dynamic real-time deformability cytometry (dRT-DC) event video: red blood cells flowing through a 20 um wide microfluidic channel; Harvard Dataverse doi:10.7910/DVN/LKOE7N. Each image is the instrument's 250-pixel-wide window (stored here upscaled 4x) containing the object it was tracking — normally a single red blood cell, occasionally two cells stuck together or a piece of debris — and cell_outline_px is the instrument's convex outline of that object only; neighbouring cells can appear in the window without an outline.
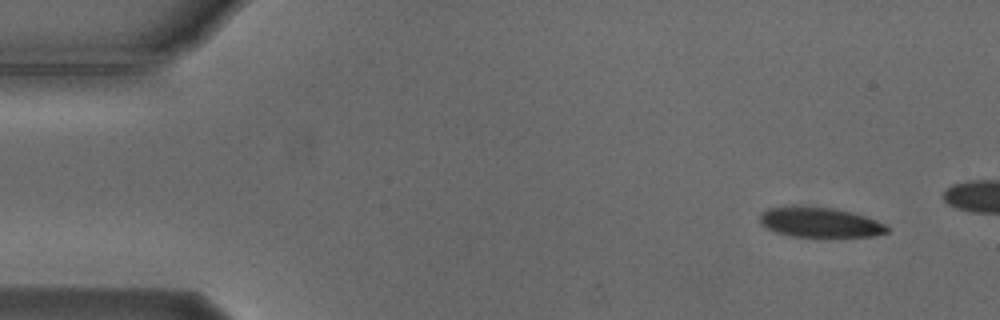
{"species": "Egyptian fruit bat (a non-hibernating species)", "species_latin": "Rousettus aegyptiacus", "temperature_condition": "cold", "stored_images_in_passage": 4, "camera_frame_rate_fps": 3000, "um_per_image_px": 0.085, "animal": {"sex": "male"}, "frame": {"image": 1, "passage_image": 1, "time_ms": 0.0, "image_size_px": [1000, 320], "cell_outline_px": [[888, 232], [872, 236], [792, 236], [776, 232], [760, 224], [760, 212], [768, 208], [792, 204], [796, 204], [836, 208], [852, 212], [876, 220], [884, 224], [888, 228]], "centroid_in_image_um": [69.62, 18.85], "position_along_channel_um": 15.4, "area_um2": 22.48}}